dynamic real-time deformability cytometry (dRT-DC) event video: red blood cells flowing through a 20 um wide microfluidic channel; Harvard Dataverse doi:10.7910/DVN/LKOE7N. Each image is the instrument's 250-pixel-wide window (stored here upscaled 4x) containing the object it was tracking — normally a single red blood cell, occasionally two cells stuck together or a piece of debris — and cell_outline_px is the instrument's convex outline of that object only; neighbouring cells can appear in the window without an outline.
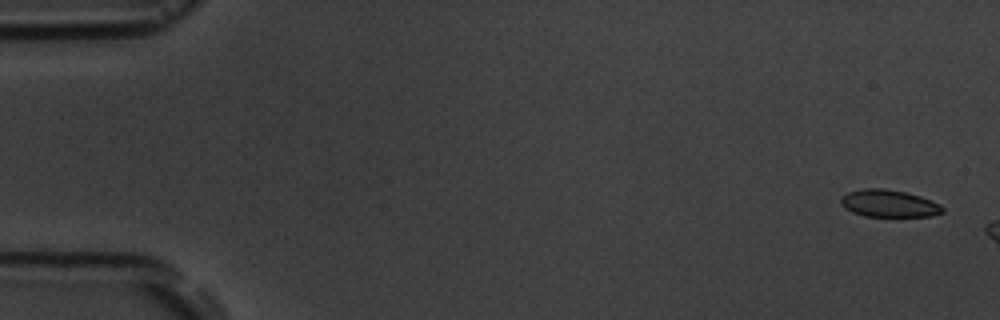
{"species": "common noctule bat (a hibernating species)", "species_latin": "Nyctalus noctula", "temperature_condition": "room temperature", "stored_images_in_passage": 3, "camera_frame_rate_fps": 3000, "um_per_image_px": 0.085, "animal": {"sex": "male", "body_mass_g": 19.5, "forearm_length_mm": 54.6}, "frame": {"image": 1, "passage_image": 1, "time_ms": 0.0, "image_size_px": [1000, 320], "cell_outline_px": [[944, 212], [932, 216], [864, 216], [852, 212], [844, 208], [840, 204], [840, 200], [848, 192], [864, 188], [884, 188], [904, 192], [920, 196], [940, 204], [944, 208]], "centroid_in_image_um": [75.55, 17.3], "position_along_channel_um": 9.4, "area_um2": 16.13}}